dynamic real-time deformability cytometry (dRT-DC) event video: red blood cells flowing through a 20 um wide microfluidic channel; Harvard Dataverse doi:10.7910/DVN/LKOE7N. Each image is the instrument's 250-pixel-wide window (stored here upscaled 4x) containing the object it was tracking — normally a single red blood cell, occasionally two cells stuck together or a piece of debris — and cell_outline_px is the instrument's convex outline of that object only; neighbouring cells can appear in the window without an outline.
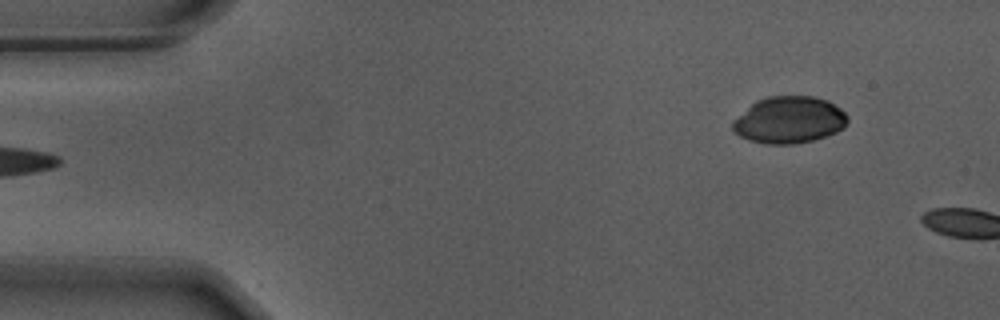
{"species": "Egyptian fruit bat (a non-hibernating species)", "species_latin": "Rousettus aegyptiacus", "temperature_condition": "warm", "stored_images_in_passage": 4, "camera_frame_rate_fps": 3000, "um_per_image_px": 0.085, "animal": {"sex": "male"}, "frame": {"image": 1, "passage_image": 1, "time_ms": 0.0, "image_size_px": [1000, 320], "cell_outline_px": [[848, 120], [844, 128], [836, 132], [812, 140], [792, 144], [768, 144], [748, 140], [732, 132], [732, 120], [756, 100], [768, 96], [812, 96], [828, 100], [840, 108], [848, 116]], "centroid_in_image_um": [67.06, 10.19], "position_along_channel_um": 17.9, "area_um2": 31.5}}